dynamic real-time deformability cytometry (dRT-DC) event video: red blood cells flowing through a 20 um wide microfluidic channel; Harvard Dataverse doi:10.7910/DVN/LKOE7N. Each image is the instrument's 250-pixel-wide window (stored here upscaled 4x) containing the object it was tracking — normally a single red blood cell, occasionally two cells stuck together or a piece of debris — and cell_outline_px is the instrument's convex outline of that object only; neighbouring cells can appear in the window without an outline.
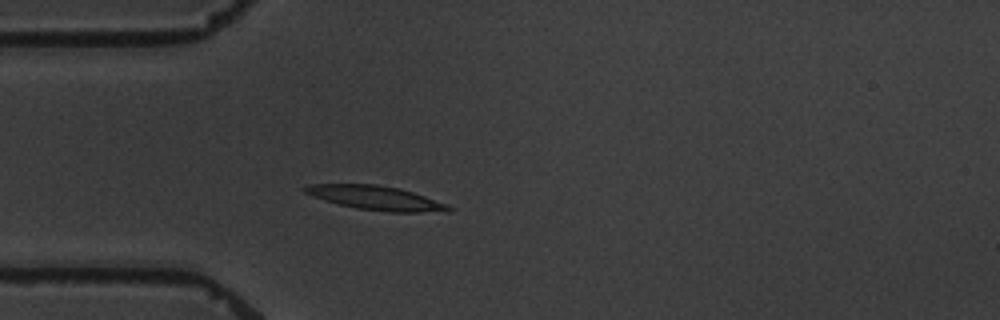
{"species": "common noctule bat (a hibernating species)", "species_latin": "Nyctalus noctula", "temperature_condition": "warm", "stored_images_in_passage": 4, "camera_frame_rate_fps": 3000, "um_per_image_px": 0.085, "animal": {"sex": "male", "body_mass_g": 19.5, "forearm_length_mm": 54.6}, "frame": {"image": 1, "passage_image": 4, "time_ms": 4.333, "image_size_px": [1000, 320], "cell_outline_px": [[456, 208], [448, 212], [388, 212], [356, 208], [340, 204], [304, 192], [300, 188], [308, 184], [376, 184], [400, 188], [448, 204]], "centroid_in_image_um": [32.03, 16.82], "position_along_channel_um": 53.0, "area_um2": 20.11}}